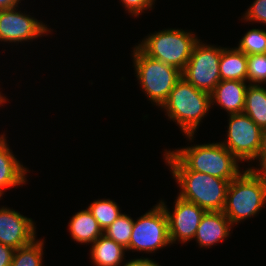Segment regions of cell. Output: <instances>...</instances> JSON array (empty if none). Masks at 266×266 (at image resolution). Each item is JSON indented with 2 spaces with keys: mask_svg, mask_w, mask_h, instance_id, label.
Listing matches in <instances>:
<instances>
[{
  "mask_svg": "<svg viewBox=\"0 0 266 266\" xmlns=\"http://www.w3.org/2000/svg\"><path fill=\"white\" fill-rule=\"evenodd\" d=\"M164 153L171 170H192L228 181L241 173L240 161L220 142L194 144Z\"/></svg>",
  "mask_w": 266,
  "mask_h": 266,
  "instance_id": "6da1fadb",
  "label": "cell"
},
{
  "mask_svg": "<svg viewBox=\"0 0 266 266\" xmlns=\"http://www.w3.org/2000/svg\"><path fill=\"white\" fill-rule=\"evenodd\" d=\"M211 94L198 90L181 77L161 106L170 120L179 125L181 131L194 139L195 132L211 107Z\"/></svg>",
  "mask_w": 266,
  "mask_h": 266,
  "instance_id": "7a4b0ae2",
  "label": "cell"
},
{
  "mask_svg": "<svg viewBox=\"0 0 266 266\" xmlns=\"http://www.w3.org/2000/svg\"><path fill=\"white\" fill-rule=\"evenodd\" d=\"M266 206V171L246 168L230 181L224 214L232 225L253 217Z\"/></svg>",
  "mask_w": 266,
  "mask_h": 266,
  "instance_id": "3957f363",
  "label": "cell"
},
{
  "mask_svg": "<svg viewBox=\"0 0 266 266\" xmlns=\"http://www.w3.org/2000/svg\"><path fill=\"white\" fill-rule=\"evenodd\" d=\"M180 188L178 196L206 211H223L230 181L192 170H170Z\"/></svg>",
  "mask_w": 266,
  "mask_h": 266,
  "instance_id": "277c9868",
  "label": "cell"
},
{
  "mask_svg": "<svg viewBox=\"0 0 266 266\" xmlns=\"http://www.w3.org/2000/svg\"><path fill=\"white\" fill-rule=\"evenodd\" d=\"M136 78L154 105L161 107L182 77V71L146 55L137 45L132 51Z\"/></svg>",
  "mask_w": 266,
  "mask_h": 266,
  "instance_id": "5b68a950",
  "label": "cell"
},
{
  "mask_svg": "<svg viewBox=\"0 0 266 266\" xmlns=\"http://www.w3.org/2000/svg\"><path fill=\"white\" fill-rule=\"evenodd\" d=\"M198 40L191 31L169 28L149 34L137 46L149 57L183 71Z\"/></svg>",
  "mask_w": 266,
  "mask_h": 266,
  "instance_id": "8992f818",
  "label": "cell"
},
{
  "mask_svg": "<svg viewBox=\"0 0 266 266\" xmlns=\"http://www.w3.org/2000/svg\"><path fill=\"white\" fill-rule=\"evenodd\" d=\"M170 246L168 219L164 208L157 203L153 208L134 220L131 239L126 251L135 250L155 253Z\"/></svg>",
  "mask_w": 266,
  "mask_h": 266,
  "instance_id": "52a82bcc",
  "label": "cell"
},
{
  "mask_svg": "<svg viewBox=\"0 0 266 266\" xmlns=\"http://www.w3.org/2000/svg\"><path fill=\"white\" fill-rule=\"evenodd\" d=\"M222 50L223 47L204 44L199 39L193 46L182 77L198 90L211 94L221 81L219 62Z\"/></svg>",
  "mask_w": 266,
  "mask_h": 266,
  "instance_id": "ba28073f",
  "label": "cell"
},
{
  "mask_svg": "<svg viewBox=\"0 0 266 266\" xmlns=\"http://www.w3.org/2000/svg\"><path fill=\"white\" fill-rule=\"evenodd\" d=\"M227 140L220 141L241 163L255 161L262 129L244 112L228 115Z\"/></svg>",
  "mask_w": 266,
  "mask_h": 266,
  "instance_id": "9c48e42d",
  "label": "cell"
},
{
  "mask_svg": "<svg viewBox=\"0 0 266 266\" xmlns=\"http://www.w3.org/2000/svg\"><path fill=\"white\" fill-rule=\"evenodd\" d=\"M159 204L164 208L168 219V232L171 245L176 241L187 243L193 240L199 223L206 210L200 208L195 203L176 197L173 212L169 211L166 203L163 200Z\"/></svg>",
  "mask_w": 266,
  "mask_h": 266,
  "instance_id": "30bf717a",
  "label": "cell"
},
{
  "mask_svg": "<svg viewBox=\"0 0 266 266\" xmlns=\"http://www.w3.org/2000/svg\"><path fill=\"white\" fill-rule=\"evenodd\" d=\"M17 10L18 8L0 10L1 42H28L51 33V28H48L45 23Z\"/></svg>",
  "mask_w": 266,
  "mask_h": 266,
  "instance_id": "8fae6325",
  "label": "cell"
},
{
  "mask_svg": "<svg viewBox=\"0 0 266 266\" xmlns=\"http://www.w3.org/2000/svg\"><path fill=\"white\" fill-rule=\"evenodd\" d=\"M36 223L20 212L0 208V243L14 249L26 246L36 239Z\"/></svg>",
  "mask_w": 266,
  "mask_h": 266,
  "instance_id": "7c38bea8",
  "label": "cell"
},
{
  "mask_svg": "<svg viewBox=\"0 0 266 266\" xmlns=\"http://www.w3.org/2000/svg\"><path fill=\"white\" fill-rule=\"evenodd\" d=\"M233 227L223 211H206L193 239L200 247H211L226 240Z\"/></svg>",
  "mask_w": 266,
  "mask_h": 266,
  "instance_id": "4fadbf2b",
  "label": "cell"
},
{
  "mask_svg": "<svg viewBox=\"0 0 266 266\" xmlns=\"http://www.w3.org/2000/svg\"><path fill=\"white\" fill-rule=\"evenodd\" d=\"M29 170L16 158L6 140L0 135V199L8 188L26 184V173Z\"/></svg>",
  "mask_w": 266,
  "mask_h": 266,
  "instance_id": "5bb4252c",
  "label": "cell"
},
{
  "mask_svg": "<svg viewBox=\"0 0 266 266\" xmlns=\"http://www.w3.org/2000/svg\"><path fill=\"white\" fill-rule=\"evenodd\" d=\"M247 87L246 81L221 80L211 93V105L216 103L228 115L242 113Z\"/></svg>",
  "mask_w": 266,
  "mask_h": 266,
  "instance_id": "9a60e30c",
  "label": "cell"
},
{
  "mask_svg": "<svg viewBox=\"0 0 266 266\" xmlns=\"http://www.w3.org/2000/svg\"><path fill=\"white\" fill-rule=\"evenodd\" d=\"M70 237L78 243L92 244L103 234L98 221L88 208L75 213L68 223Z\"/></svg>",
  "mask_w": 266,
  "mask_h": 266,
  "instance_id": "2e32d148",
  "label": "cell"
},
{
  "mask_svg": "<svg viewBox=\"0 0 266 266\" xmlns=\"http://www.w3.org/2000/svg\"><path fill=\"white\" fill-rule=\"evenodd\" d=\"M90 258L96 266H121L126 248L102 234L91 245Z\"/></svg>",
  "mask_w": 266,
  "mask_h": 266,
  "instance_id": "e0dca14e",
  "label": "cell"
},
{
  "mask_svg": "<svg viewBox=\"0 0 266 266\" xmlns=\"http://www.w3.org/2000/svg\"><path fill=\"white\" fill-rule=\"evenodd\" d=\"M219 70L221 80H239L247 82V55L236 47L221 51Z\"/></svg>",
  "mask_w": 266,
  "mask_h": 266,
  "instance_id": "ac0fdd59",
  "label": "cell"
},
{
  "mask_svg": "<svg viewBox=\"0 0 266 266\" xmlns=\"http://www.w3.org/2000/svg\"><path fill=\"white\" fill-rule=\"evenodd\" d=\"M243 112L261 129L266 127V88L248 84Z\"/></svg>",
  "mask_w": 266,
  "mask_h": 266,
  "instance_id": "d6986e66",
  "label": "cell"
},
{
  "mask_svg": "<svg viewBox=\"0 0 266 266\" xmlns=\"http://www.w3.org/2000/svg\"><path fill=\"white\" fill-rule=\"evenodd\" d=\"M44 240L34 239L26 246L15 249L10 266H42Z\"/></svg>",
  "mask_w": 266,
  "mask_h": 266,
  "instance_id": "ffe728a7",
  "label": "cell"
},
{
  "mask_svg": "<svg viewBox=\"0 0 266 266\" xmlns=\"http://www.w3.org/2000/svg\"><path fill=\"white\" fill-rule=\"evenodd\" d=\"M88 209L103 231L122 214L119 205L110 199L95 200Z\"/></svg>",
  "mask_w": 266,
  "mask_h": 266,
  "instance_id": "44dd1931",
  "label": "cell"
},
{
  "mask_svg": "<svg viewBox=\"0 0 266 266\" xmlns=\"http://www.w3.org/2000/svg\"><path fill=\"white\" fill-rule=\"evenodd\" d=\"M133 225L134 219H132L131 216L122 213L103 231V234L122 245L124 248H127L131 239Z\"/></svg>",
  "mask_w": 266,
  "mask_h": 266,
  "instance_id": "7402d4cb",
  "label": "cell"
},
{
  "mask_svg": "<svg viewBox=\"0 0 266 266\" xmlns=\"http://www.w3.org/2000/svg\"><path fill=\"white\" fill-rule=\"evenodd\" d=\"M236 48L246 55L266 53V30L256 28L249 30L242 36Z\"/></svg>",
  "mask_w": 266,
  "mask_h": 266,
  "instance_id": "603a6c76",
  "label": "cell"
},
{
  "mask_svg": "<svg viewBox=\"0 0 266 266\" xmlns=\"http://www.w3.org/2000/svg\"><path fill=\"white\" fill-rule=\"evenodd\" d=\"M247 82L251 85L266 83V53L247 55Z\"/></svg>",
  "mask_w": 266,
  "mask_h": 266,
  "instance_id": "cb8c5ba5",
  "label": "cell"
},
{
  "mask_svg": "<svg viewBox=\"0 0 266 266\" xmlns=\"http://www.w3.org/2000/svg\"><path fill=\"white\" fill-rule=\"evenodd\" d=\"M242 17L244 21L266 25V0H254Z\"/></svg>",
  "mask_w": 266,
  "mask_h": 266,
  "instance_id": "d4e9b609",
  "label": "cell"
},
{
  "mask_svg": "<svg viewBox=\"0 0 266 266\" xmlns=\"http://www.w3.org/2000/svg\"><path fill=\"white\" fill-rule=\"evenodd\" d=\"M156 0H121L123 7L131 13L130 15H134L135 17L144 13V10H152Z\"/></svg>",
  "mask_w": 266,
  "mask_h": 266,
  "instance_id": "484cf974",
  "label": "cell"
},
{
  "mask_svg": "<svg viewBox=\"0 0 266 266\" xmlns=\"http://www.w3.org/2000/svg\"><path fill=\"white\" fill-rule=\"evenodd\" d=\"M256 162L258 160L259 168L258 167H250L249 169L256 170V171H266V127L262 129L261 133V144L260 149L255 158Z\"/></svg>",
  "mask_w": 266,
  "mask_h": 266,
  "instance_id": "4316f807",
  "label": "cell"
},
{
  "mask_svg": "<svg viewBox=\"0 0 266 266\" xmlns=\"http://www.w3.org/2000/svg\"><path fill=\"white\" fill-rule=\"evenodd\" d=\"M15 249L0 243V266H10Z\"/></svg>",
  "mask_w": 266,
  "mask_h": 266,
  "instance_id": "83f0119b",
  "label": "cell"
},
{
  "mask_svg": "<svg viewBox=\"0 0 266 266\" xmlns=\"http://www.w3.org/2000/svg\"><path fill=\"white\" fill-rule=\"evenodd\" d=\"M124 265L122 266H161L157 262L149 258H136L127 261L126 263L123 262Z\"/></svg>",
  "mask_w": 266,
  "mask_h": 266,
  "instance_id": "f1b7e54d",
  "label": "cell"
},
{
  "mask_svg": "<svg viewBox=\"0 0 266 266\" xmlns=\"http://www.w3.org/2000/svg\"><path fill=\"white\" fill-rule=\"evenodd\" d=\"M20 1L22 0H0V10L17 8Z\"/></svg>",
  "mask_w": 266,
  "mask_h": 266,
  "instance_id": "f546056e",
  "label": "cell"
},
{
  "mask_svg": "<svg viewBox=\"0 0 266 266\" xmlns=\"http://www.w3.org/2000/svg\"><path fill=\"white\" fill-rule=\"evenodd\" d=\"M6 101H7V98L3 96L0 92V106L1 105L3 106V104L6 103Z\"/></svg>",
  "mask_w": 266,
  "mask_h": 266,
  "instance_id": "4dcf8cb0",
  "label": "cell"
}]
</instances>
